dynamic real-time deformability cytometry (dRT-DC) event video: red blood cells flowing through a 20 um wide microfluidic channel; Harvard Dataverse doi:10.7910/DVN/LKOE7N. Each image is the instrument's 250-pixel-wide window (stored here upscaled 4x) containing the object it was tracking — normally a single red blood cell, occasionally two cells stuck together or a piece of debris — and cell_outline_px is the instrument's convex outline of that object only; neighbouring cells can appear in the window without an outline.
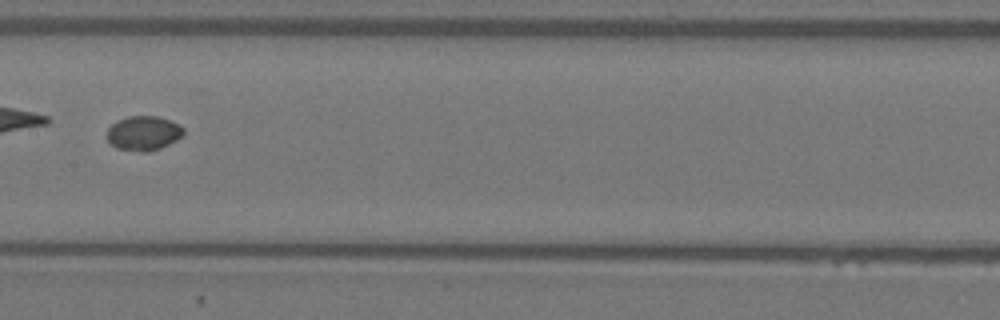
{"species": "Egyptian fruit bat (a non-hibernating species)", "species_latin": "Rousettus aegyptiacus", "temperature_condition": "warm", "stored_images_in_passage": 9, "camera_frame_rate_fps": 3000, "um_per_image_px": 0.085, "animal": {"sex": "female"}, "frame": {"image": 1, "passage_image": 7, "time_ms": 2.0, "image_size_px": [1000, 320], "cell_outline_px": [[184, 132], [176, 140], [160, 148], [148, 152], [140, 152], [116, 148], [108, 140], [108, 128], [116, 120], [128, 116], [156, 116], [180, 124], [184, 128]], "centroid_in_image_um": [12.19, 11.32], "position_along_channel_um": 195.2, "area_um2": 15.32}}
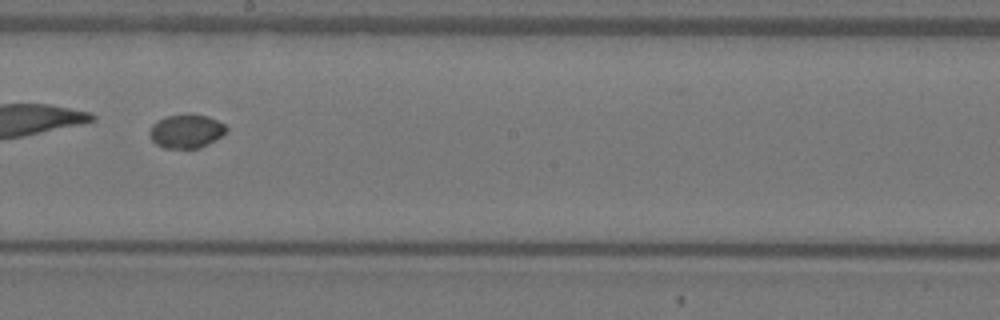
{"frame": {"image": 2, "passage_image": 8, "time_ms": 2.333, "image_size_px": [1000, 320], "cell_outline_px": [[228, 132], [208, 144], [200, 148], [164, 148], [156, 144], [152, 140], [148, 132], [152, 124], [156, 120], [168, 116], [208, 116], [224, 124], [228, 128]], "centroid_in_image_um": [15.83, 11.18], "position_along_channel_um": 232.4, "area_um2": 14.85}}
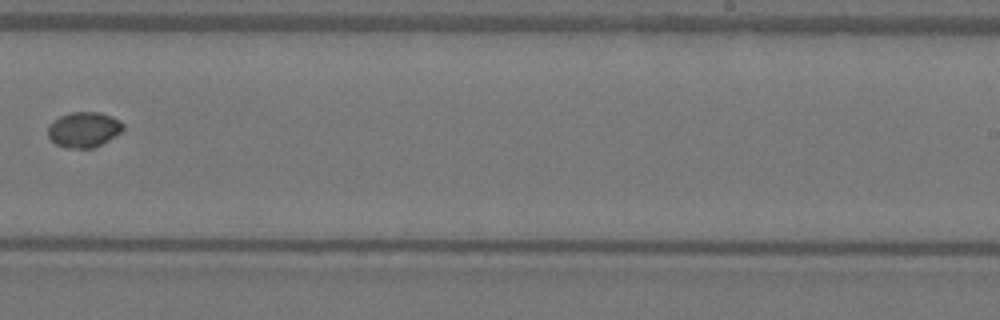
{"frame": {"image": 3, "passage_image": 9, "time_ms": 2.667, "image_size_px": [1000, 320], "cell_outline_px": [[124, 128], [120, 132], [108, 140], [92, 148], [64, 148], [56, 144], [48, 136], [48, 124], [52, 120], [60, 116], [72, 112], [100, 112], [112, 116], [120, 120], [124, 124]], "centroid_in_image_um": [7.11, 11.0], "position_along_channel_um": 281.9, "area_um2": 15.55}}